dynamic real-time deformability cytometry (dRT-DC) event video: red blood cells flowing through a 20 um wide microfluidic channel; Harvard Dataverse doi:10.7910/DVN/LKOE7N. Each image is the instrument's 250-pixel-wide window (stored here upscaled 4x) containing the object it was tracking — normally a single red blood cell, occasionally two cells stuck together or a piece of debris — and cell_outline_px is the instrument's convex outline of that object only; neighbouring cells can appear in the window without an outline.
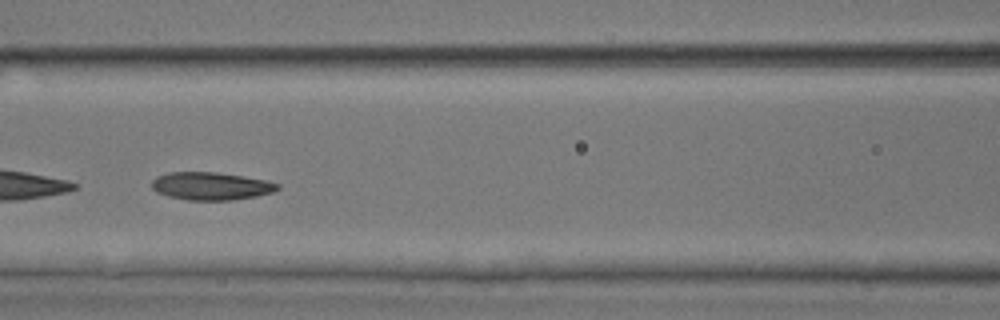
{"species": "common noctule bat (a hibernating species)", "species_latin": "Nyctalus noctula", "temperature_condition": "room temperature", "stored_images_in_passage": 51, "camera_frame_rate_fps": 3000, "um_per_image_px": 0.085, "animal": {"sex": "male", "body_mass_g": 17.9, "forearm_length_mm": 54.2}, "frame": {"image": 1, "passage_image": 22, "time_ms": 7.0, "image_size_px": [1000, 320], "cell_outline_px": [[280, 188], [272, 192], [256, 196], [232, 200], [188, 200], [168, 196], [156, 192], [152, 188], [152, 180], [156, 176], [168, 172], [216, 172], [244, 176], [268, 180], [280, 184]], "centroid_in_image_um": [17.94, 15.81], "position_along_channel_um": 148.7, "area_um2": 20.52}}
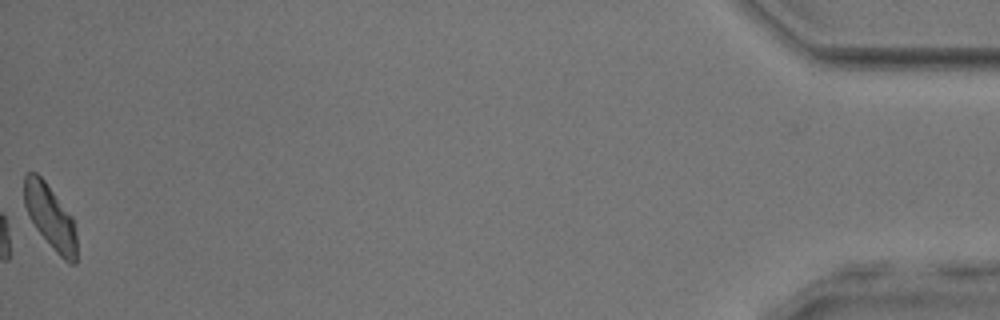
{"frame": {"image": 2, "passage_image": 51, "time_ms": 16.667, "image_size_px": [1000, 320], "cell_outline_px": [[76, 264], [68, 264], [56, 252], [36, 228], [28, 216], [24, 204], [24, 176], [28, 172], [36, 172], [44, 180], [72, 216], [76, 232]], "centroid_in_image_um": [4.27, 18.44], "position_along_channel_um": 430.9, "area_um2": 19.54}, "authors_computed_cell_mechanics": {"area_um2": 20.4612, "velocity_mm_per_s": 3.902, "shape_relaxation_time_tau1_ms": 5.2095, "shape_relaxation_time_tau2_ms": 4.4497, "deformation_change_tau1": 0.1095, "deformation_change_tau2": 0.0979}}